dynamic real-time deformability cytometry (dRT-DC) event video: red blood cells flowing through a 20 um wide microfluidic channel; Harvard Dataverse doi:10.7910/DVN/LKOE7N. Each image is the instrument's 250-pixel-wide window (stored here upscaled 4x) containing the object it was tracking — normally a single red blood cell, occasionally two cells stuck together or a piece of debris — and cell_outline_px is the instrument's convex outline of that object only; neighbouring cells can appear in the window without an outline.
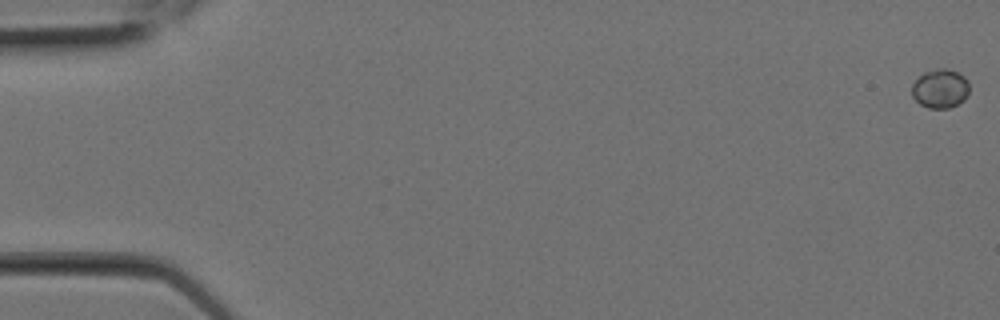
{"species": "Egyptian fruit bat (a non-hibernating species)", "species_latin": "Rousettus aegyptiacus", "temperature_condition": "room temperature", "stored_images_in_passage": 10, "camera_frame_rate_fps": 3000, "um_per_image_px": 0.085, "animal": {"sex": "female"}, "frame": {"image": 1, "passage_image": 1, "time_ms": 0.0, "image_size_px": [1000, 320], "cell_outline_px": [[968, 92], [964, 100], [948, 108], [928, 108], [920, 104], [912, 96], [912, 84], [924, 72], [936, 68], [948, 68], [964, 76], [968, 80]], "centroid_in_image_um": [79.91, 7.52], "position_along_channel_um": 5.1, "area_um2": 13.01}}
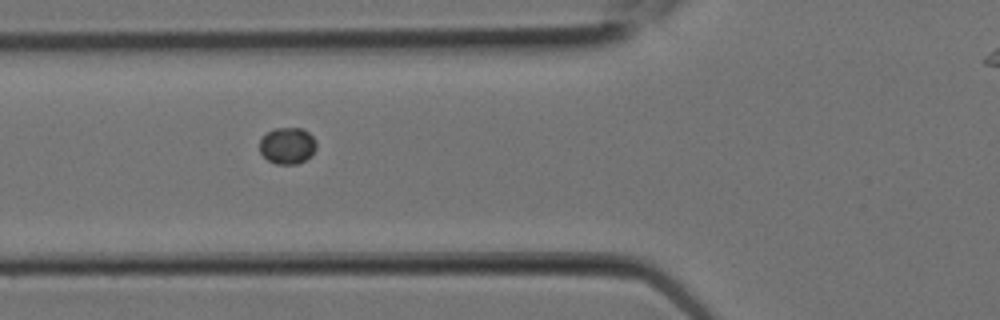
{"frame": {"image": 2, "passage_image": 9, "time_ms": 2.667, "image_size_px": [1000, 320], "cell_outline_px": [[316, 148], [304, 160], [296, 164], [276, 164], [268, 160], [260, 152], [260, 140], [272, 128], [300, 128], [308, 132], [316, 140]], "centroid_in_image_um": [24.41, 12.37], "position_along_channel_um": 101.4, "area_um2": 11.91}}
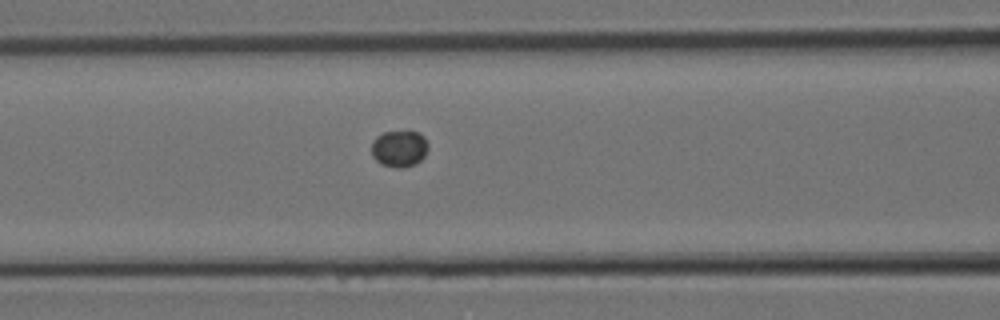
{"frame": {"image": 3, "passage_image": 10, "time_ms": 3.0, "image_size_px": [1000, 320], "cell_outline_px": [[428, 148], [424, 156], [416, 164], [400, 168], [396, 168], [380, 164], [372, 156], [372, 140], [376, 136], [384, 132], [420, 132], [424, 136], [428, 144]], "centroid_in_image_um": [33.93, 12.64], "position_along_channel_um": 132.7, "area_um2": 12.14}}